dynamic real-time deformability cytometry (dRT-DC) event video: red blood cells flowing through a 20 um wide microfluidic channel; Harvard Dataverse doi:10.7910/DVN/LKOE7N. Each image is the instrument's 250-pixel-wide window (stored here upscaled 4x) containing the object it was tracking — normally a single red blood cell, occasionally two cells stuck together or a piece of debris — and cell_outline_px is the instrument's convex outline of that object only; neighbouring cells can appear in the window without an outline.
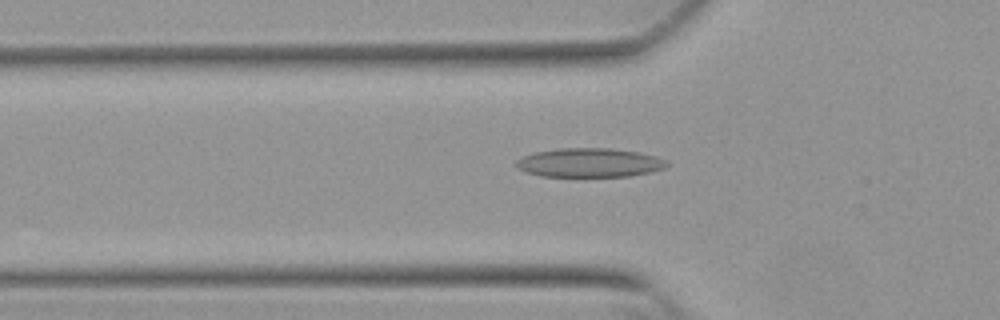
{"species": "Egyptian fruit bat (a non-hibernating species)", "species_latin": "Rousettus aegyptiacus", "temperature_condition": "warm", "stored_images_in_passage": 33, "camera_frame_rate_fps": 3000, "um_per_image_px": 0.085, "animal": {"sex": "female"}, "frame": {"image": 1, "passage_image": 3, "time_ms": 0.667, "image_size_px": [1000, 320], "cell_outline_px": [[668, 164], [664, 168], [648, 172], [628, 176], [540, 176], [524, 172], [516, 168], [516, 160], [532, 152], [560, 148], [608, 148], [640, 152], [656, 156], [668, 160]], "centroid_in_image_um": [50.07, 13.82], "position_along_channel_um": 75.7, "area_um2": 25.55}}
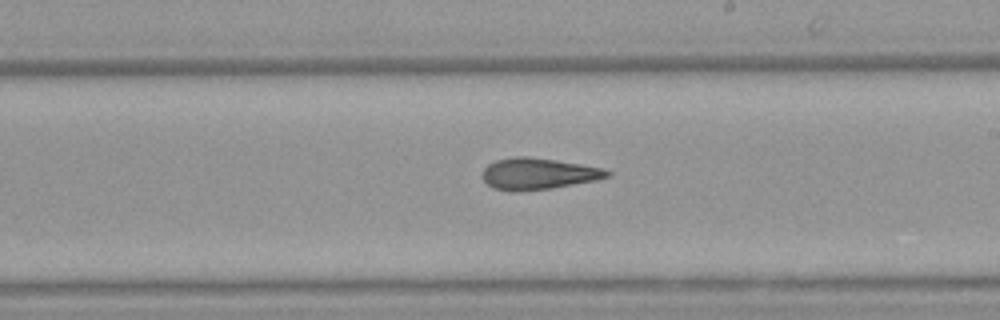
{"frame": {"image": 2, "passage_image": 16, "time_ms": 5.0, "image_size_px": [1000, 320], "cell_outline_px": [[612, 176], [596, 180], [552, 188], [512, 192], [492, 188], [480, 176], [484, 168], [488, 164], [496, 160], [516, 156], [528, 156], [556, 160], [604, 168], [612, 172]], "centroid_in_image_um": [45.74, 14.77], "position_along_channel_um": 243.3, "area_um2": 23.06}}
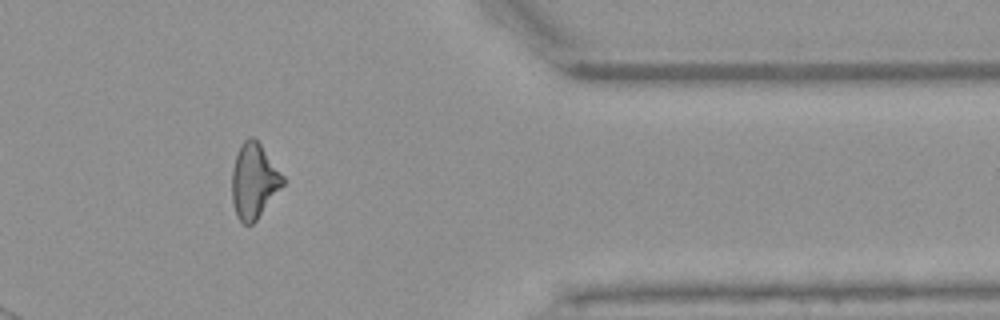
{"frame": {"image": 3, "passage_image": 29, "time_ms": 9.333, "image_size_px": [1000, 320], "cell_outline_px": [[284, 184], [256, 220], [252, 224], [244, 224], [236, 216], [232, 200], [232, 168], [240, 144], [248, 136], [252, 136], [260, 144], [284, 176]], "centroid_in_image_um": [21.57, 15.37], "position_along_channel_um": 389.8, "area_um2": 22.08}, "authors_computed_cell_mechanics": {"area_um2": 22.6576, "velocity_mm_per_s": 3.8629, "shape_relaxation_time_tau1_ms": null, "shape_relaxation_time_tau2_ms": 4.6579, "deformation_change_tau1": null, "deformation_change_tau2": 0.1546}}